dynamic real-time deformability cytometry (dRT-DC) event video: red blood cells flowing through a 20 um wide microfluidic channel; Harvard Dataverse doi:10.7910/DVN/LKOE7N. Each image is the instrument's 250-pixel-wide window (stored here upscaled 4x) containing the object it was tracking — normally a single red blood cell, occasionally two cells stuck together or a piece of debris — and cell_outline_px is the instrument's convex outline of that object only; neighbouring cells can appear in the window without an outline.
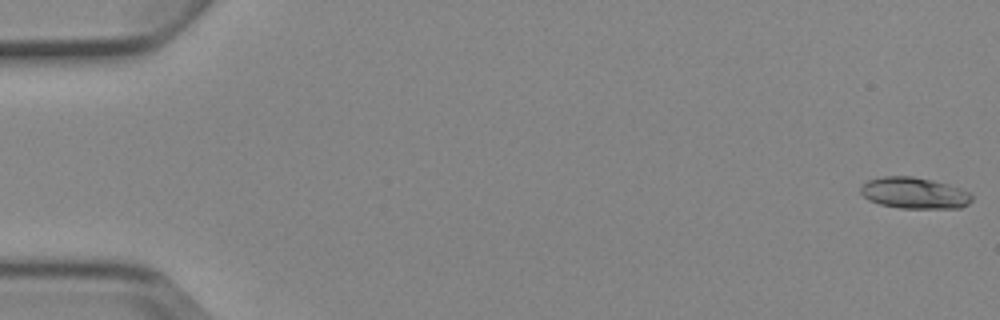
{"species": "Egyptian fruit bat (a non-hibernating species)", "species_latin": "Rousettus aegyptiacus", "temperature_condition": "cold", "stored_images_in_passage": 6, "camera_frame_rate_fps": 3000, "um_per_image_px": 0.085, "animal": {"sex": "female"}, "frame": {"image": 1, "passage_image": 1, "time_ms": 0.0, "image_size_px": [1000, 320], "cell_outline_px": [[972, 200], [968, 204], [960, 208], [900, 208], [880, 204], [868, 200], [860, 192], [860, 188], [868, 180], [884, 176], [912, 176], [932, 180], [948, 184], [960, 188], [968, 192], [972, 196]], "centroid_in_image_um": [77.72, 16.41], "position_along_channel_um": 7.3, "area_um2": 20.23}}
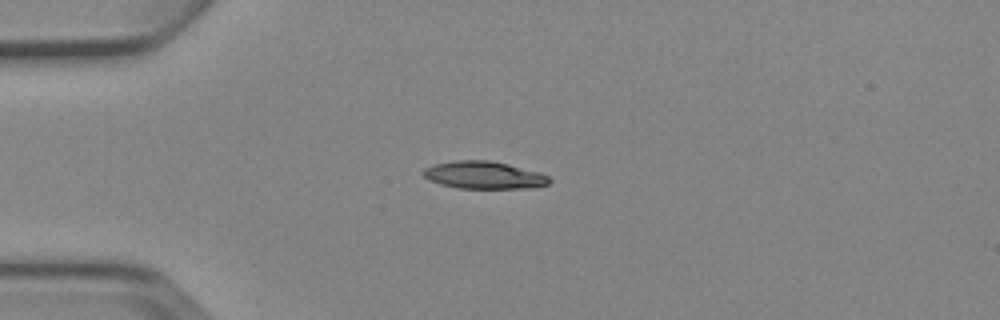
{"frame": {"image": 2, "passage_image": 4, "time_ms": 4.333, "image_size_px": [1000, 320], "cell_outline_px": [[552, 180], [548, 184], [528, 188], [460, 188], [440, 184], [428, 180], [420, 172], [424, 168], [436, 164], [456, 160], [488, 160], [508, 164], [540, 172], [548, 176]], "centroid_in_image_um": [41.12, 14.88], "position_along_channel_um": 43.9, "area_um2": 20.17}}
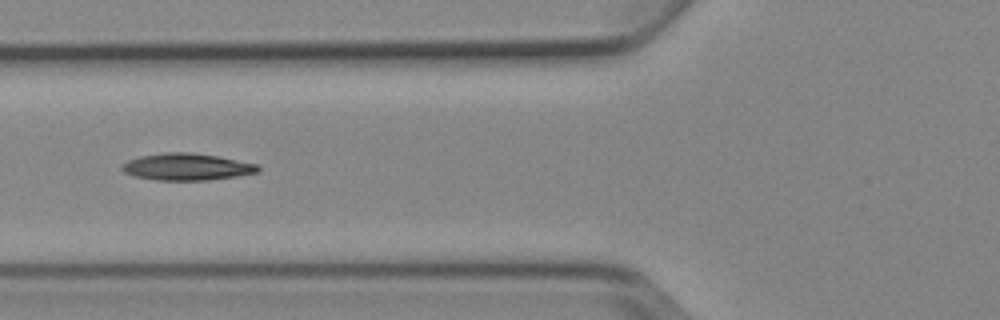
{"frame": {"image": 3, "passage_image": 6, "time_ms": 6.667, "image_size_px": [1000, 320], "cell_outline_px": [[260, 172], [236, 176], [208, 180], [156, 180], [132, 176], [124, 172], [120, 168], [128, 160], [140, 156], [164, 152], [188, 152], [216, 156], [256, 164], [260, 168]], "centroid_in_image_um": [15.85, 14.18], "position_along_channel_um": 110.0, "area_um2": 21.21}}